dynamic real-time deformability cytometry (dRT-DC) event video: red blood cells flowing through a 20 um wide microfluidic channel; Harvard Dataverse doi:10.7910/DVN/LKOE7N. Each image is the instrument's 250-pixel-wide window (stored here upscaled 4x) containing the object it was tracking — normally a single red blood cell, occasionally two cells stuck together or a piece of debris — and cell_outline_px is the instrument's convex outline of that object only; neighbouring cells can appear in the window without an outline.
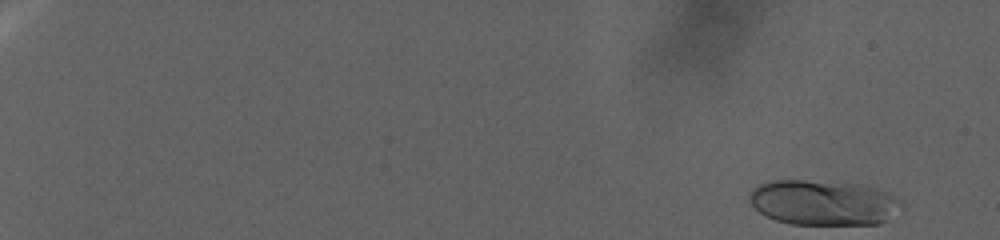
{"species": "human", "species_latin": "Homo sapiens", "temperature_condition": "warm", "stored_images_in_passage": 109, "camera_frame_rate_fps": 3000, "um_per_image_px": 0.085, "donor": {"sex": "female"}, "frame": {"image": 1, "passage_image": 1, "time_ms": 0.0, "image_size_px": [1000, 240], "cell_outline_px": [[904, 208], [884, 220], [876, 224], [792, 224], [776, 220], [760, 212], [748, 200], [748, 192], [760, 184], [772, 180], [804, 180], [860, 184], [876, 188], [888, 192], [900, 200], [904, 204]], "centroid_in_image_um": [69.99, 17.21], "position_along_channel_um": 15.0, "area_um2": 40.06}}
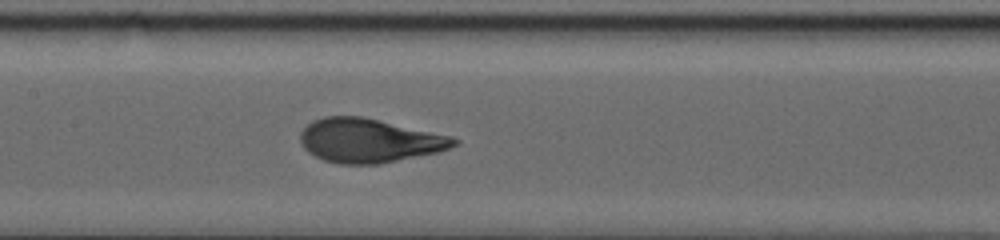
{"frame": {"image": 2, "passage_image": 61, "time_ms": 20.0, "image_size_px": [1000, 240], "cell_outline_px": [[460, 140], [456, 144], [448, 148], [436, 152], [380, 164], [340, 164], [324, 160], [308, 152], [304, 148], [300, 140], [300, 132], [312, 120], [324, 116], [360, 116], [452, 136]], "centroid_in_image_um": [31.35, 11.94], "position_along_channel_um": 176.1, "area_um2": 39.07}}
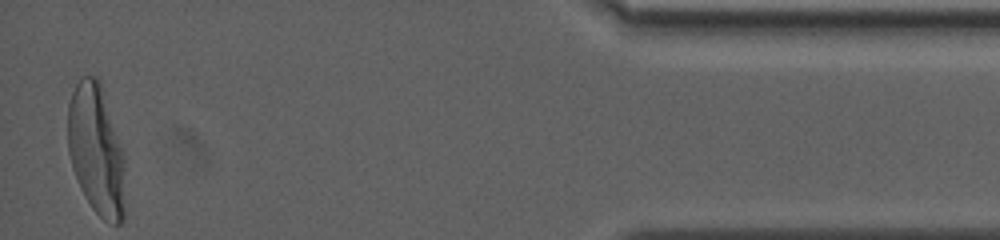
{"frame": {"image": 3, "passage_image": 109, "time_ms": 36.0, "image_size_px": [1000, 240], "cell_outline_px": [[124, 220], [120, 224], [108, 224], [92, 208], [80, 188], [72, 168], [68, 152], [68, 104], [72, 92], [76, 84], [84, 76], [96, 76], [100, 80], [124, 152]], "centroid_in_image_um": [8.19, 12.76], "position_along_channel_um": 427.0, "area_um2": 43.93}}